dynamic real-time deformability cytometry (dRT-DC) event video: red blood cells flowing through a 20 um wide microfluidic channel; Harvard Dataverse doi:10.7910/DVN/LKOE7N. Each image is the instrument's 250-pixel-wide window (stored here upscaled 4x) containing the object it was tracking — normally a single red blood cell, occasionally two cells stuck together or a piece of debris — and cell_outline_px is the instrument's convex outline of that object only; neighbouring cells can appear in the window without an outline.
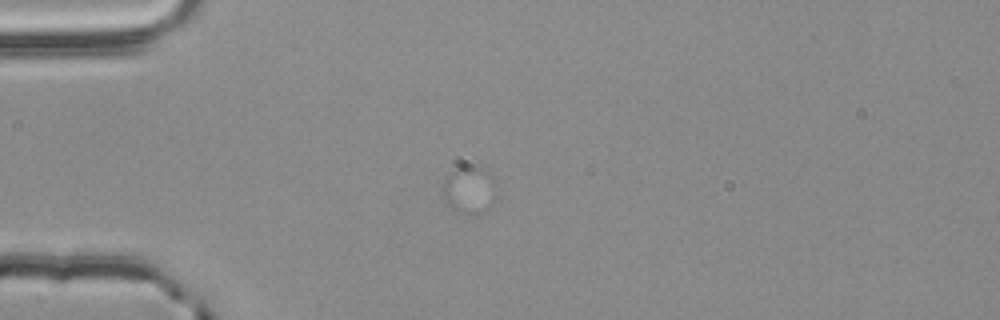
{"species": "common noctule bat (a hibernating species)", "species_latin": "Nyctalus noctula", "temperature_condition": "room temperature", "stored_images_in_passage": 1, "camera_frame_rate_fps": 3000, "um_per_image_px": 0.085, "animal": {"sex": "male", "body_mass_g": 20.4}, "frame": {"image": 1, "passage_image": 1, "time_ms": 0.0, "image_size_px": [1000, 320], "cell_outline_px": [[496, 196], [492, 204], [484, 212], [456, 212], [440, 196], [444, 180], [456, 168], [480, 168], [488, 172], [492, 176], [496, 192]], "centroid_in_image_um": [39.87, 16.16], "position_along_channel_um": 45.1, "area_um2": 14.45}}